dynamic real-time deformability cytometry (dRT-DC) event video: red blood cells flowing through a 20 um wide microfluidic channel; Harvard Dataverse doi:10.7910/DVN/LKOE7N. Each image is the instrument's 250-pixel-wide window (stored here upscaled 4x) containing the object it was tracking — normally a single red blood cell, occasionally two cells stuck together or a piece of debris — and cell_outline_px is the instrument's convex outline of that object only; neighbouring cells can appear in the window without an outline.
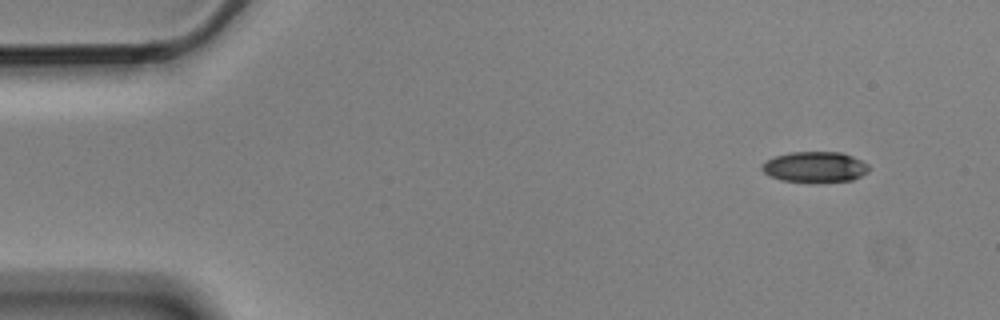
{"species": "Egyptian fruit bat (a non-hibernating species)", "species_latin": "Rousettus aegyptiacus", "temperature_condition": "cold", "stored_images_in_passage": 4, "camera_frame_rate_fps": 3000, "um_per_image_px": 0.085, "animal": {"sex": "male"}, "frame": {"image": 1, "passage_image": 1, "time_ms": 0.0, "image_size_px": [1000, 320], "cell_outline_px": [[868, 172], [852, 180], [780, 180], [768, 176], [760, 168], [760, 164], [772, 156], [792, 152], [840, 152], [852, 156], [868, 164]], "centroid_in_image_um": [69.2, 14.15], "position_along_channel_um": 15.8, "area_um2": 18.67}}
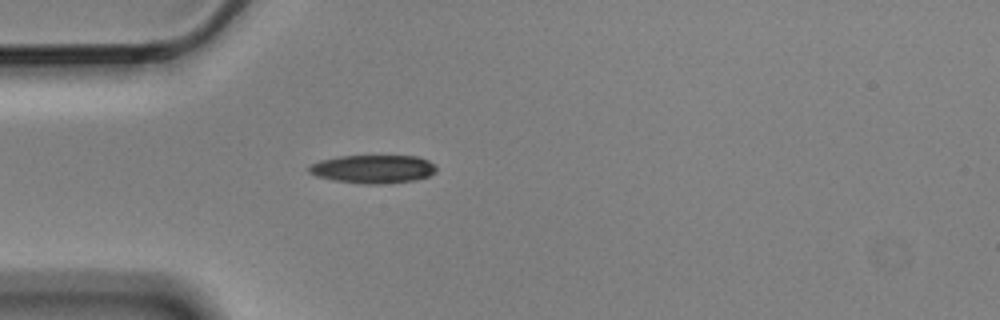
{"frame": {"image": 2, "passage_image": 4, "time_ms": 1.0, "image_size_px": [1000, 320], "cell_outline_px": [[436, 172], [428, 176], [416, 180], [380, 184], [368, 184], [332, 180], [316, 176], [308, 172], [308, 168], [312, 164], [320, 160], [340, 156], [416, 156], [428, 160], [436, 164]], "centroid_in_image_um": [31.73, 14.37], "position_along_channel_um": 53.3, "area_um2": 21.04}}